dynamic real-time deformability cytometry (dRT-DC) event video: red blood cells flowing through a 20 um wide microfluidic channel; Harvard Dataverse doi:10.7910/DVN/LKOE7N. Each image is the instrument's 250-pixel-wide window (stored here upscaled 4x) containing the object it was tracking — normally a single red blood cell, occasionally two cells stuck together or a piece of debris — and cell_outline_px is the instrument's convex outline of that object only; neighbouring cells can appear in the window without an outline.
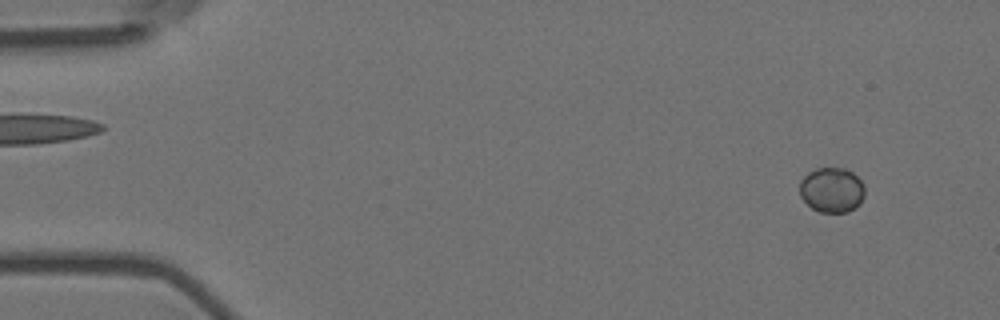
{"species": "Egyptian fruit bat (a non-hibernating species)", "species_latin": "Rousettus aegyptiacus", "temperature_condition": "room temperature", "stored_images_in_passage": 7, "camera_frame_rate_fps": 3000, "um_per_image_px": 0.085, "animal": {"sex": "female"}, "frame": {"image": 1, "passage_image": 1, "time_ms": 0.0, "image_size_px": [1000, 320], "cell_outline_px": [[864, 196], [860, 204], [848, 212], [820, 212], [812, 208], [800, 196], [800, 180], [808, 172], [816, 168], [844, 168], [852, 172], [864, 184]], "centroid_in_image_um": [70.7, 16.14], "position_along_channel_um": 14.3, "area_um2": 17.11}}
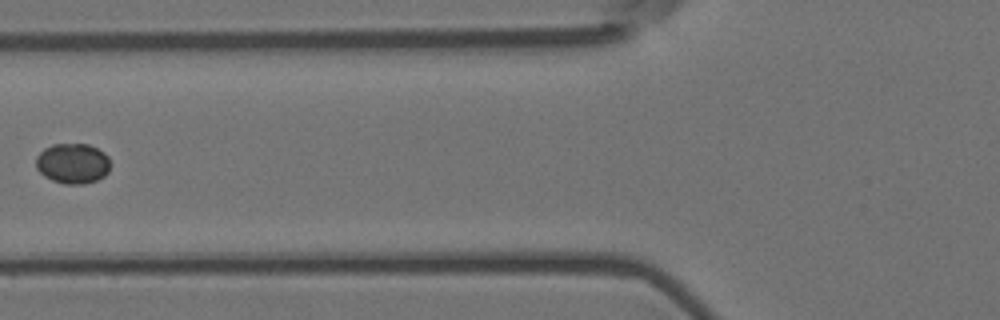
{"frame": {"image": 2, "passage_image": 6, "time_ms": 1.667, "image_size_px": [1000, 320], "cell_outline_px": [[108, 172], [104, 176], [96, 180], [84, 184], [64, 184], [52, 180], [44, 176], [36, 168], [36, 156], [44, 148], [52, 144], [88, 144], [104, 152], [108, 156]], "centroid_in_image_um": [6.15, 13.89], "position_along_channel_um": 119.6, "area_um2": 17.46}}
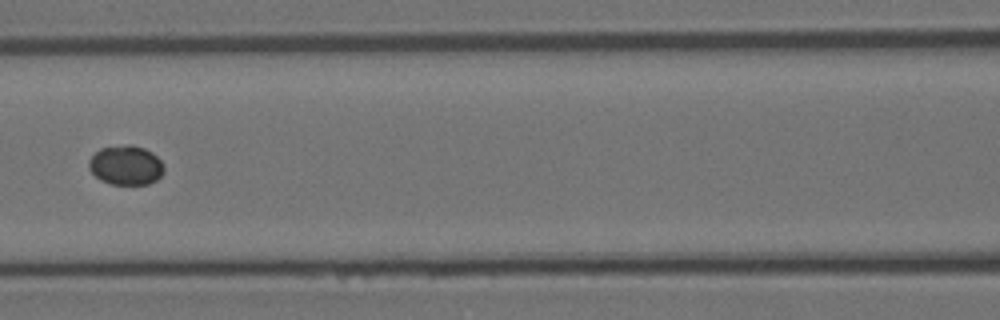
{"frame": {"image": 3, "passage_image": 7, "time_ms": 2.0, "image_size_px": [1000, 320], "cell_outline_px": [[164, 172], [156, 180], [148, 184], [112, 184], [100, 180], [88, 168], [88, 160], [100, 148], [128, 144], [132, 144], [144, 148], [152, 152], [164, 164]], "centroid_in_image_um": [10.7, 14.03], "position_along_channel_um": 155.9, "area_um2": 17.34}}